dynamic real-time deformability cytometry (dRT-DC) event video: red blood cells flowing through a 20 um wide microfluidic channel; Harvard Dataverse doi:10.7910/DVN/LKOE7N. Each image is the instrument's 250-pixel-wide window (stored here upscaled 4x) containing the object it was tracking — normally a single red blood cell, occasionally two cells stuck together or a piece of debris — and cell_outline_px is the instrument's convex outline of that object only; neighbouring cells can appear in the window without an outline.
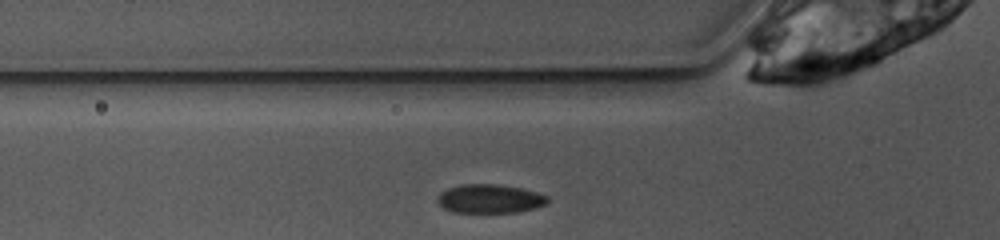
{"species": "common noctule bat (a hibernating species)", "species_latin": "Nyctalus noctula", "temperature_condition": "warm", "stored_images_in_passage": 24, "camera_frame_rate_fps": 3000, "um_per_image_px": 0.085, "animal": {"sex": "female", "body_mass_g": 10.0, "forearm_length_mm": 53.1}, "frame": {"image": 1, "passage_image": 3, "time_ms": 0.667, "image_size_px": [1000, 240], "cell_outline_px": [[548, 204], [536, 208], [516, 212], [452, 212], [444, 208], [436, 200], [440, 192], [448, 188], [460, 184], [496, 184], [520, 188], [536, 192], [548, 196]], "centroid_in_image_um": [41.63, 16.89], "position_along_channel_um": 84.2, "area_um2": 18.5}}
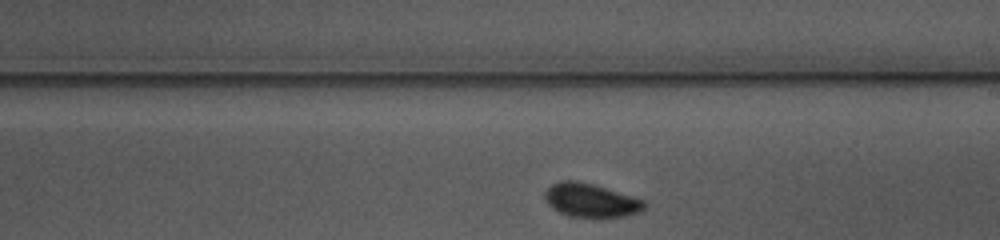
{"frame": {"image": 2, "passage_image": 15, "time_ms": 4.667, "image_size_px": [1000, 240], "cell_outline_px": [[648, 204], [640, 212], [624, 216], [604, 220], [568, 216], [552, 208], [544, 200], [544, 192], [552, 184], [560, 180], [576, 180], [592, 184], [632, 196], [644, 200]], "centroid_in_image_um": [50.22, 17.07], "position_along_channel_um": 238.8, "area_um2": 20.11}}
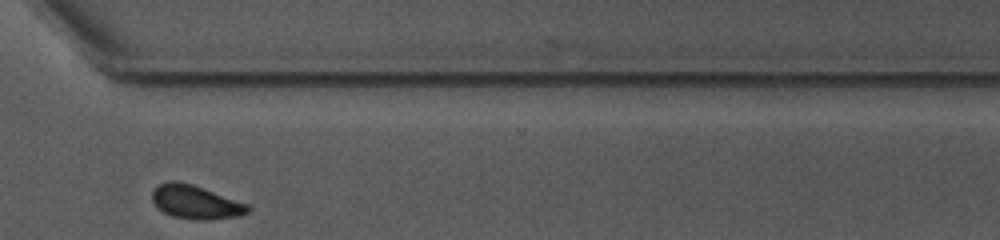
{"frame": {"image": 3, "passage_image": 24, "time_ms": 7.667, "image_size_px": [1000, 240], "cell_outline_px": [[252, 208], [248, 212], [240, 216], [212, 220], [196, 220], [172, 216], [156, 208], [152, 200], [152, 192], [160, 184], [172, 180], [176, 180], [192, 184], [248, 204]], "centroid_in_image_um": [16.64, 17.19], "position_along_channel_um": 354.0, "area_um2": 18.84}}